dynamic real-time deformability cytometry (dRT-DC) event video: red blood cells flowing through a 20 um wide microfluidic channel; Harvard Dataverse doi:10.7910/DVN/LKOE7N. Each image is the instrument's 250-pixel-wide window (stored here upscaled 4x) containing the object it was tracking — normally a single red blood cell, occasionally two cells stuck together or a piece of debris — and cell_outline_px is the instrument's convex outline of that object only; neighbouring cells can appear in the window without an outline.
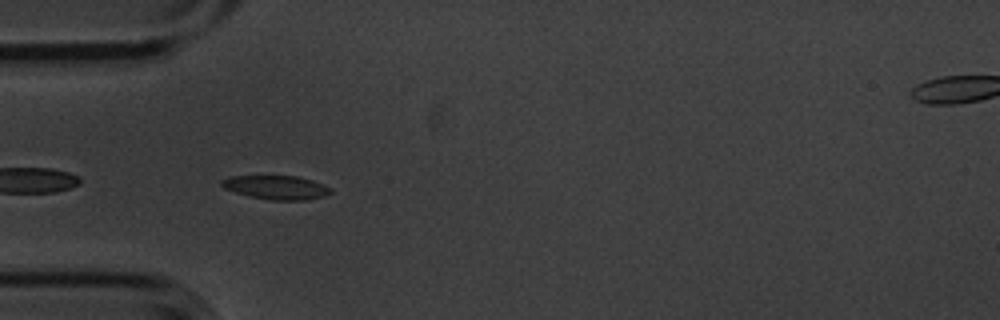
{"species": "common noctule bat (a hibernating species)", "species_latin": "Nyctalus noctula", "temperature_condition": "cold", "stored_images_in_passage": 8, "camera_frame_rate_fps": 3000, "um_per_image_px": 0.085, "animal": {"sex": "male", "body_mass_g": 20.1, "forearm_length_mm": 53.5}, "frame": {"image": 1, "passage_image": 5, "time_ms": 1.333, "image_size_px": [1000, 320], "cell_outline_px": [[332, 192], [324, 196], [304, 200], [272, 200], [248, 196], [224, 188], [220, 184], [220, 180], [228, 176], [296, 176], [312, 180], [332, 188]], "centroid_in_image_um": [23.47, 15.92], "position_along_channel_um": 61.5, "area_um2": 15.14}}
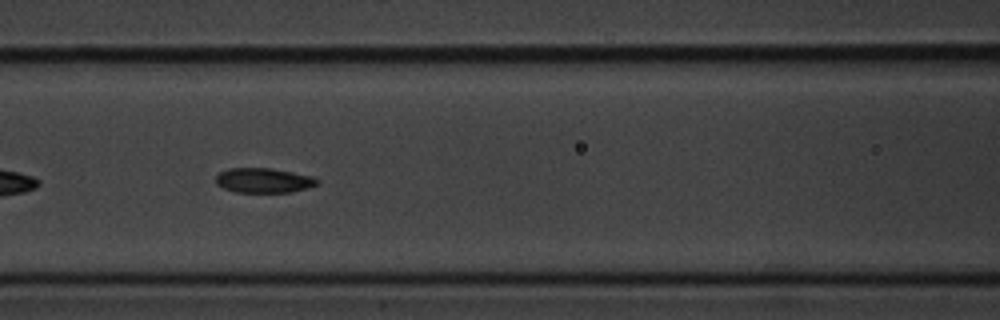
{"frame": {"image": 2, "passage_image": 7, "time_ms": 2.0, "image_size_px": [1000, 320], "cell_outline_px": [[320, 180], [316, 184], [308, 188], [292, 192], [236, 192], [224, 188], [216, 184], [216, 176], [220, 172], [228, 168], [272, 168], [312, 176]], "centroid_in_image_um": [22.41, 15.33], "position_along_channel_um": 144.2, "area_um2": 14.62}}
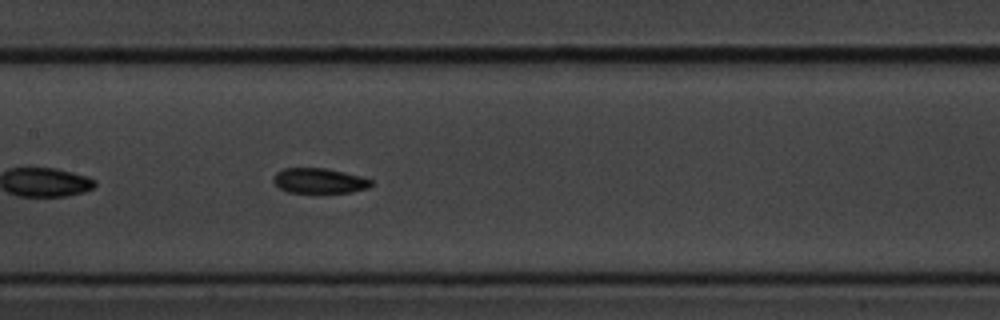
{"frame": {"image": 3, "passage_image": 8, "time_ms": 2.333, "image_size_px": [1000, 320], "cell_outline_px": [[372, 184], [368, 188], [352, 192], [324, 196], [316, 196], [288, 192], [280, 188], [272, 180], [272, 176], [276, 172], [284, 168], [324, 168], [344, 172], [360, 176], [372, 180]], "centroid_in_image_um": [27.12, 15.43], "position_along_channel_um": 180.3, "area_um2": 15.26}}